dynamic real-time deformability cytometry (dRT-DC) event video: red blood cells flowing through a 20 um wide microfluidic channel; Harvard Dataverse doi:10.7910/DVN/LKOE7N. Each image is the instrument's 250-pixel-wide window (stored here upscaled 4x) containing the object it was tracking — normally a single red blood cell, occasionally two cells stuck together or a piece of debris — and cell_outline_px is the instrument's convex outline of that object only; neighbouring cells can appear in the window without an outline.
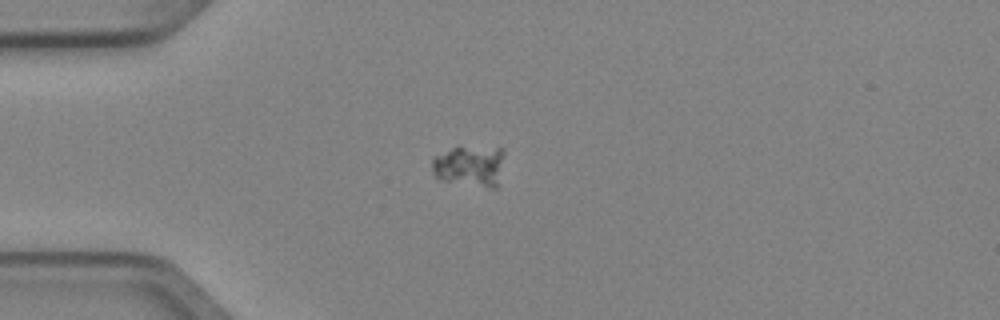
{"species": "Egyptian fruit bat (a non-hibernating species)", "species_latin": "Rousettus aegyptiacus", "temperature_condition": "cold", "stored_images_in_passage": 8, "camera_frame_rate_fps": 3000, "um_per_image_px": 0.085, "animal": {"sex": "female"}, "frame": {"image": 1, "passage_image": 5, "time_ms": 1.333, "image_size_px": [1000, 320], "cell_outline_px": [[504, 152], [496, 188], [488, 188], [440, 180], [432, 172], [432, 160], [436, 156], [452, 148], [504, 148]], "centroid_in_image_um": [39.91, 14.13], "position_along_channel_um": 45.1, "area_um2": 16.94}}
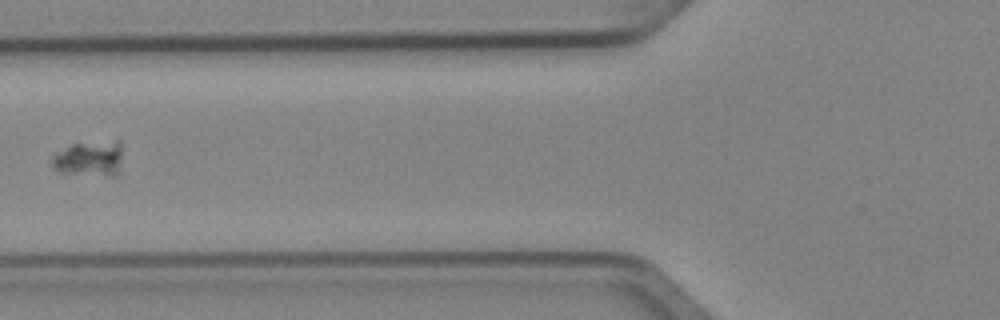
{"frame": {"image": 2, "passage_image": 7, "time_ms": 2.0, "image_size_px": [1000, 320], "cell_outline_px": [[120, 156], [116, 176], [112, 176], [60, 172], [52, 164], [52, 156], [56, 152], [72, 144], [116, 140], [120, 140]], "centroid_in_image_um": [7.58, 13.46], "position_along_channel_um": 118.2, "area_um2": 14.22}}